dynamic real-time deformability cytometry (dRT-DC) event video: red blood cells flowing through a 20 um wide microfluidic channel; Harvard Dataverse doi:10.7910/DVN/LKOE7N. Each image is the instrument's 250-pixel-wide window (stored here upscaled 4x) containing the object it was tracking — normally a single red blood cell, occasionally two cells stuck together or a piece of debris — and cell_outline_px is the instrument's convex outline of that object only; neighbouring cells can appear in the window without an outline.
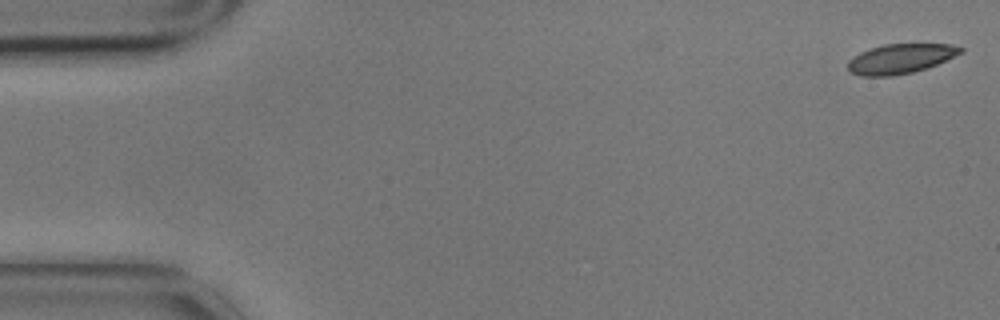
{"species": "common noctule bat (a hibernating species)", "species_latin": "Nyctalus noctula", "temperature_condition": "cold", "stored_images_in_passage": 2, "camera_frame_rate_fps": 3000, "um_per_image_px": 0.085, "animal": {"sex": "male", "body_mass_g": 17.9}, "frame": {"image": 1, "passage_image": 2, "time_ms": 0.333, "image_size_px": [1000, 320], "cell_outline_px": [[964, 52], [928, 68], [912, 72], [892, 76], [860, 76], [848, 72], [848, 60], [860, 52], [884, 44], [952, 44], [964, 48]], "centroid_in_image_um": [76.54, 4.99], "position_along_channel_um": 8.5, "area_um2": 19.59}}